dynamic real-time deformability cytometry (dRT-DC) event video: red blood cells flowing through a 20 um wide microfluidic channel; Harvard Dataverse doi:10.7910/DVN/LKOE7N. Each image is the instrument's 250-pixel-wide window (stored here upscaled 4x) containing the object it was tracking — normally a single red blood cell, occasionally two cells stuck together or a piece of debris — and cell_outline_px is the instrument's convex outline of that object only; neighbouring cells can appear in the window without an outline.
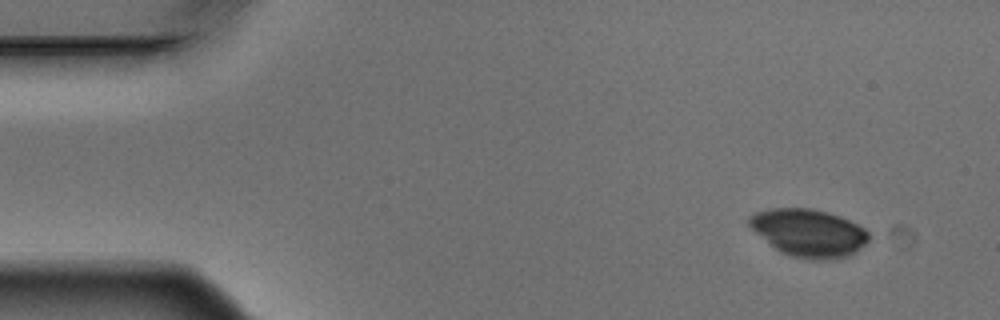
{"species": "Egyptian fruit bat (a non-hibernating species)", "species_latin": "Rousettus aegyptiacus", "temperature_condition": "warm", "stored_images_in_passage": 6, "segment_of_instrument_passage": [2, 2], "camera_frame_rate_fps": 3000, "um_per_image_px": 0.085, "animal": {"sex": "male"}, "frame": {"image": 1, "passage_image": 6, "time_ms": 1.667, "image_size_px": [1000, 320], "cell_outline_px": [[868, 240], [864, 244], [848, 256], [828, 260], [804, 260], [788, 256], [780, 252], [756, 232], [748, 224], [748, 216], [756, 212], [768, 208], [812, 208], [828, 212], [840, 216], [864, 228], [868, 232]], "centroid_in_image_um": [68.71, 19.79], "position_along_channel_um": 16.3, "area_um2": 33.23}}